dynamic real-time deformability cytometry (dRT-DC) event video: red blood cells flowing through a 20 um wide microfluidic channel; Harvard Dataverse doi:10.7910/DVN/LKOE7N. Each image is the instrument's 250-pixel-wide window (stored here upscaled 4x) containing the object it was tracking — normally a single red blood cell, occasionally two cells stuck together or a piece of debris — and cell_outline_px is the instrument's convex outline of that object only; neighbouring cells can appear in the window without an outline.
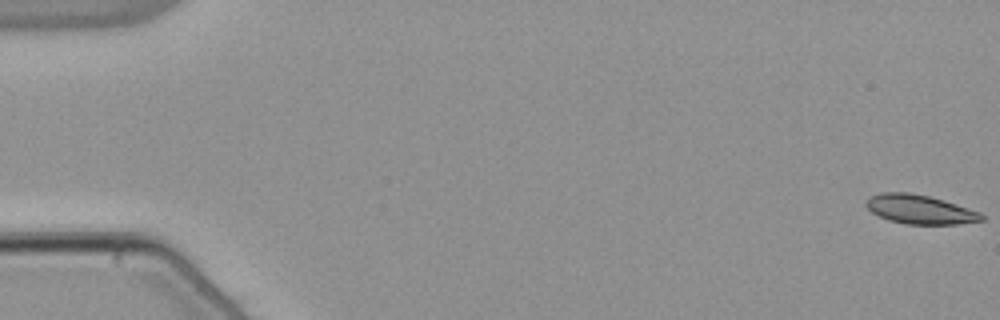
{"species": "common noctule bat (a hibernating species)", "species_latin": "Nyctalus noctula", "temperature_condition": "warm", "stored_images_in_passage": 55, "camera_frame_rate_fps": 3000, "um_per_image_px": 0.085, "animal": {"sex": "male", "body_mass_g": 21.5, "forearm_length_mm": 52.0}, "frame": {"image": 1, "passage_image": 1, "time_ms": 0.0, "image_size_px": [1000, 320], "cell_outline_px": [[984, 220], [956, 224], [904, 224], [888, 220], [872, 212], [864, 204], [872, 196], [880, 192], [908, 192], [928, 196], [944, 200], [980, 212], [984, 216]], "centroid_in_image_um": [78.19, 17.8], "position_along_channel_um": 6.8, "area_um2": 19.42}}
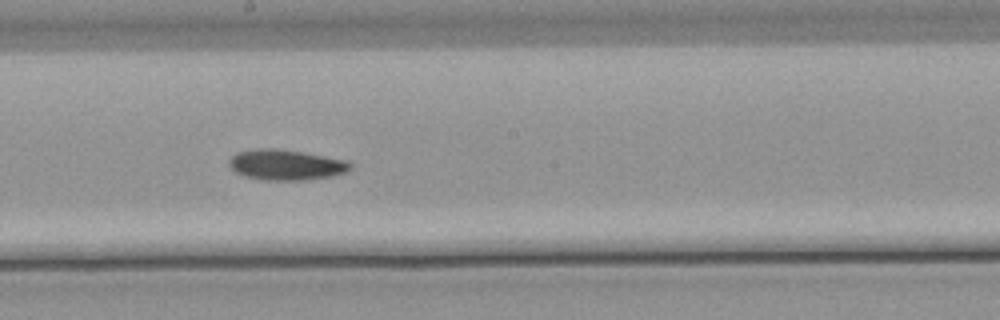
{"frame": {"image": 2, "passage_image": 31, "time_ms": 10.0, "image_size_px": [1000, 320], "cell_outline_px": [[352, 168], [348, 172], [336, 176], [308, 180], [264, 180], [244, 176], [236, 172], [228, 164], [228, 160], [236, 152], [256, 148], [276, 148], [300, 152], [344, 160], [352, 164]], "centroid_in_image_um": [24.31, 14.02], "position_along_channel_um": 223.9, "area_um2": 21.68}}
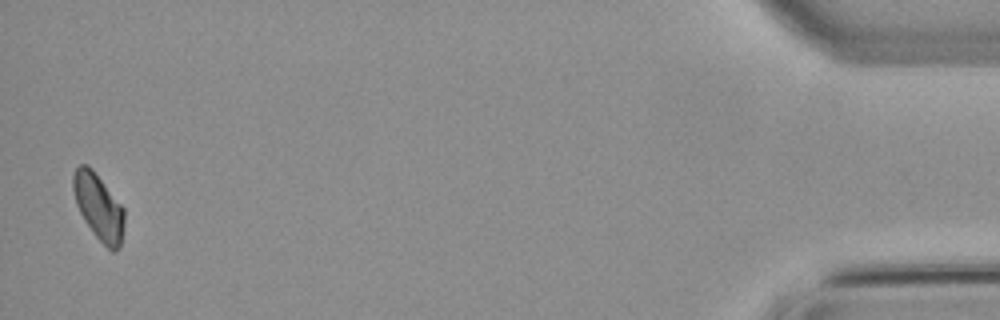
{"frame": {"image": 3, "passage_image": 54, "time_ms": 17.667, "image_size_px": [1000, 320], "cell_outline_px": [[124, 224], [120, 248], [116, 252], [112, 252], [92, 232], [84, 220], [76, 204], [72, 188], [72, 176], [76, 168], [80, 164], [88, 164], [92, 168], [124, 208]], "centroid_in_image_um": [8.37, 17.58], "position_along_channel_um": 426.8, "area_um2": 19.77}, "authors_computed_cell_mechanics": {"area_um2": 20.3456, "velocity_mm_per_s": 3.8207, "shape_relaxation_time_tau1_ms": 10.4058, "shape_relaxation_time_tau2_ms": null, "deformation_change_tau1": 0.1435, "deformation_change_tau2": null}}